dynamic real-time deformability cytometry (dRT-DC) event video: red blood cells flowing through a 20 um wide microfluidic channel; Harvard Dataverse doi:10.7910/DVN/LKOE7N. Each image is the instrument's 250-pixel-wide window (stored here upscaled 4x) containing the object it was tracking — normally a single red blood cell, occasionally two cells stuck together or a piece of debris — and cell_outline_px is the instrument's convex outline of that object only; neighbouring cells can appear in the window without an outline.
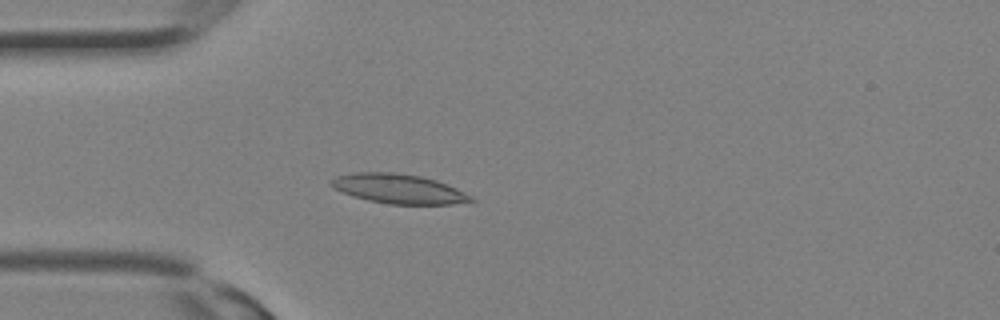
{"species": "Egyptian fruit bat (a non-hibernating species)", "species_latin": "Rousettus aegyptiacus", "temperature_condition": "room temperature", "stored_images_in_passage": 30, "camera_frame_rate_fps": 3000, "um_per_image_px": 0.085, "animal": {"sex": "female"}, "frame": {"image": 1, "passage_image": 8, "time_ms": 2.333, "image_size_px": [1000, 320], "cell_outline_px": [[476, 200], [452, 204], [388, 204], [368, 200], [352, 196], [328, 184], [336, 176], [356, 172], [392, 172], [420, 176], [436, 180], [456, 188], [472, 196]], "centroid_in_image_um": [33.89, 16.04], "position_along_channel_um": 51.1, "area_um2": 23.81}}
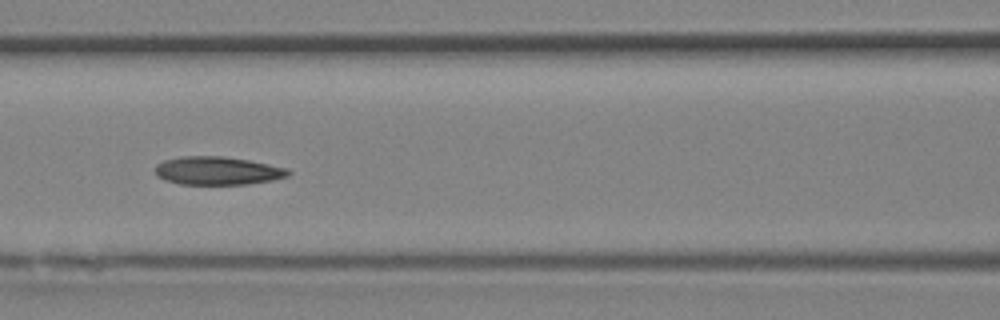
{"frame": {"image": 2, "passage_image": 13, "time_ms": 4.0, "image_size_px": [1000, 320], "cell_outline_px": [[292, 172], [288, 176], [272, 180], [248, 184], [180, 184], [164, 180], [156, 176], [156, 164], [164, 160], [184, 156], [224, 156], [248, 160], [288, 168]], "centroid_in_image_um": [18.49, 14.51], "position_along_channel_um": 148.1, "area_um2": 21.91}}
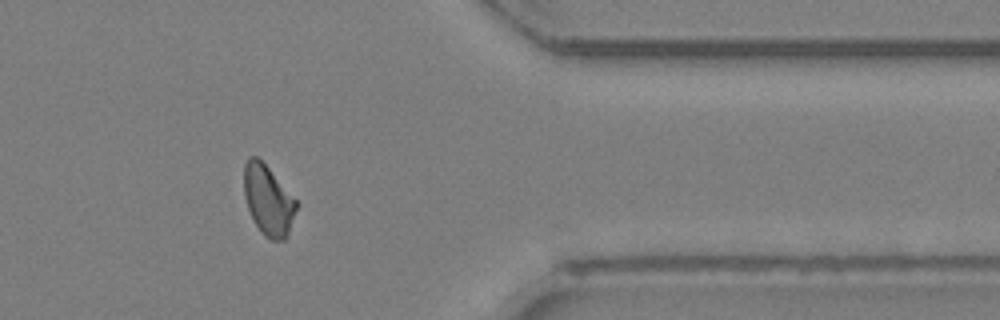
{"frame": {"image": 3, "passage_image": 25, "time_ms": 8.0, "image_size_px": [1000, 320], "cell_outline_px": [[300, 204], [288, 236], [284, 240], [272, 240], [264, 236], [252, 220], [244, 196], [244, 164], [248, 156], [256, 156], [268, 168]], "centroid_in_image_um": [22.81, 17.05], "position_along_channel_um": 388.6, "area_um2": 21.62}}